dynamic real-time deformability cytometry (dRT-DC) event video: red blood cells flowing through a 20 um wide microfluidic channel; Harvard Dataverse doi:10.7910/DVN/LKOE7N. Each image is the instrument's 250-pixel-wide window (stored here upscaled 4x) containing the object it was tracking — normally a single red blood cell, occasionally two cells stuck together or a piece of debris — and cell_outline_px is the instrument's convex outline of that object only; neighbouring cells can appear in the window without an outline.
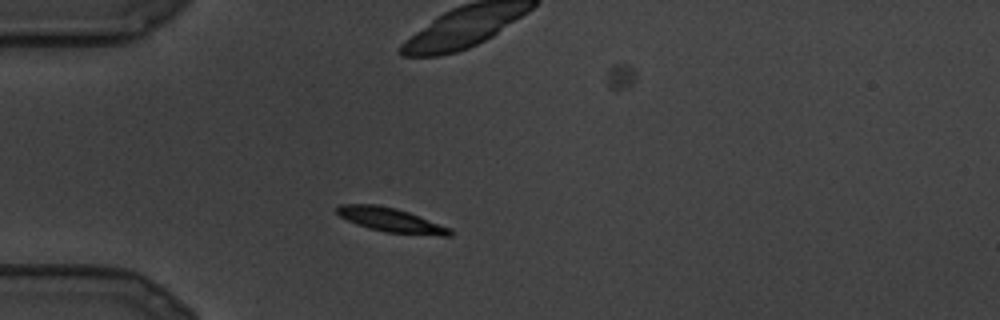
{"species": "common noctule bat (a hibernating species)", "species_latin": "Nyctalus noctula", "temperature_condition": "cold", "stored_images_in_passage": 7, "camera_frame_rate_fps": 3000, "um_per_image_px": 0.085, "animal": {"sex": "male", "body_mass_g": 19.5, "forearm_length_mm": 54.6}, "frame": {"image": 1, "passage_image": 4, "time_ms": 1.0, "image_size_px": [1000, 320], "cell_outline_px": [[452, 236], [440, 236], [384, 232], [368, 228], [356, 224], [340, 216], [336, 212], [336, 208], [340, 204], [376, 204], [396, 208], [408, 212], [452, 228]], "centroid_in_image_um": [33.25, 18.71], "position_along_channel_um": 51.8, "area_um2": 16.01}}